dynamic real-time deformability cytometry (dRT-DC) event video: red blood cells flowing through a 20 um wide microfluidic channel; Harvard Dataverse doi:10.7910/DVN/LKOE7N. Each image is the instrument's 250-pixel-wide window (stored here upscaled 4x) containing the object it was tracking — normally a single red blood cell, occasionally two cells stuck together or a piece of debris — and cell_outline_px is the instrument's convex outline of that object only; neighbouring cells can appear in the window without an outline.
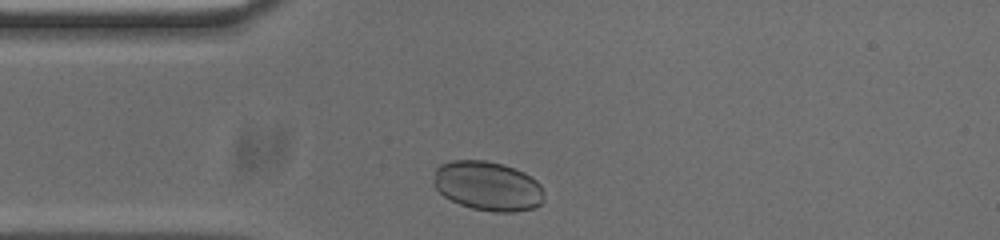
{"species": "common noctule bat (a hibernating species)", "species_latin": "Nyctalus noctula", "temperature_condition": "cold", "stored_images_in_passage": 31, "camera_frame_rate_fps": 3000, "um_per_image_px": 0.085, "animal": {"sex": "male", "body_mass_g": 20.0, "forearm_length_mm": 53.3}, "frame": {"image": 1, "passage_image": 2, "time_ms": 0.333, "image_size_px": [1000, 240], "cell_outline_px": [[544, 200], [540, 204], [532, 208], [512, 212], [492, 212], [472, 208], [460, 204], [444, 196], [432, 184], [432, 180], [436, 168], [440, 164], [452, 160], [484, 160], [504, 164], [524, 172], [536, 180], [540, 184], [544, 192]], "centroid_in_image_um": [41.45, 15.8], "position_along_channel_um": 43.6, "area_um2": 32.02}}
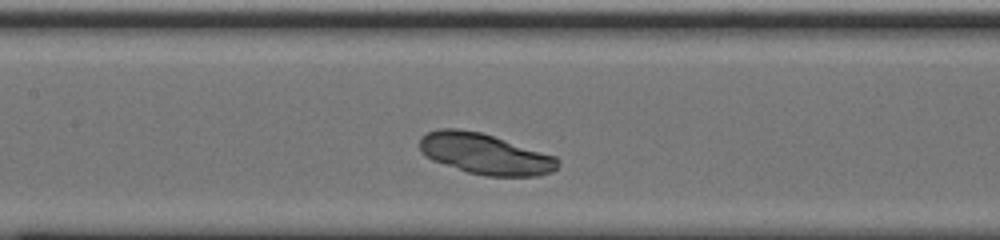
{"frame": {"image": 2, "passage_image": 13, "time_ms": 4.0, "image_size_px": [1000, 240], "cell_outline_px": [[560, 164], [552, 172], [536, 176], [484, 176], [468, 172], [432, 160], [424, 156], [420, 152], [420, 136], [428, 132], [440, 128], [456, 128], [480, 132], [556, 156], [560, 160]], "centroid_in_image_um": [41.22, 13.08], "position_along_channel_um": 166.2, "area_um2": 32.83}}
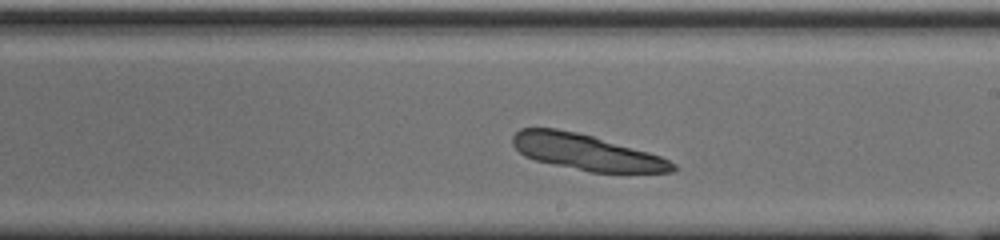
{"frame": {"image": 3, "passage_image": 19, "time_ms": 6.0, "image_size_px": [1000, 240], "cell_outline_px": [[676, 168], [672, 172], [592, 172], [536, 160], [524, 156], [512, 144], [512, 136], [520, 128], [556, 128], [576, 132], [592, 136], [648, 152], [660, 156], [676, 164]], "centroid_in_image_um": [49.81, 12.93], "position_along_channel_um": 239.2, "area_um2": 32.89}}